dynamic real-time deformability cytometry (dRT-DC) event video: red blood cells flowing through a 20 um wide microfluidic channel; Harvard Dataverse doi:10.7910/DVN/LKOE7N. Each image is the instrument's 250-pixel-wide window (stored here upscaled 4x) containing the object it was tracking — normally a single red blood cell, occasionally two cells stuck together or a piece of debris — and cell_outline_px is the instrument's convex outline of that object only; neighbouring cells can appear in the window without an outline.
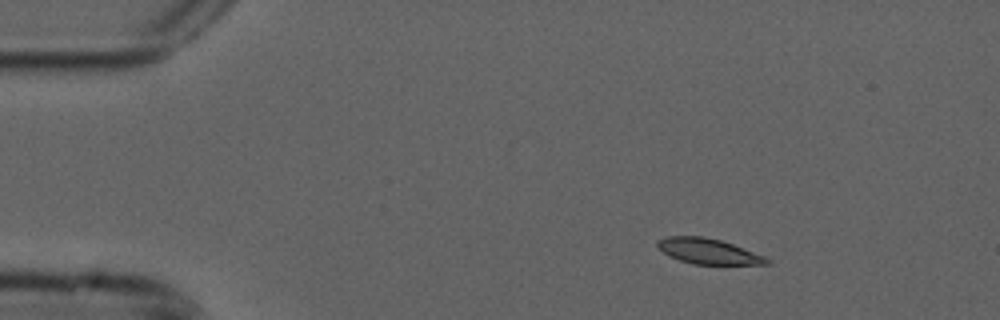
{"species": "common noctule bat (a hibernating species)", "species_latin": "Nyctalus noctula", "temperature_condition": "cold", "stored_images_in_passage": 5, "camera_frame_rate_fps": 3000, "um_per_image_px": 0.085, "animal": {"sex": "male", "forearm_length_mm": 52.5}, "frame": {"image": 1, "passage_image": 2, "time_ms": 0.333, "image_size_px": [1000, 320], "cell_outline_px": [[772, 264], [692, 264], [668, 256], [656, 244], [656, 240], [668, 236], [704, 236], [720, 240], [732, 244], [764, 256], [772, 260]], "centroid_in_image_um": [60.2, 21.36], "position_along_channel_um": 24.8, "area_um2": 16.13}}